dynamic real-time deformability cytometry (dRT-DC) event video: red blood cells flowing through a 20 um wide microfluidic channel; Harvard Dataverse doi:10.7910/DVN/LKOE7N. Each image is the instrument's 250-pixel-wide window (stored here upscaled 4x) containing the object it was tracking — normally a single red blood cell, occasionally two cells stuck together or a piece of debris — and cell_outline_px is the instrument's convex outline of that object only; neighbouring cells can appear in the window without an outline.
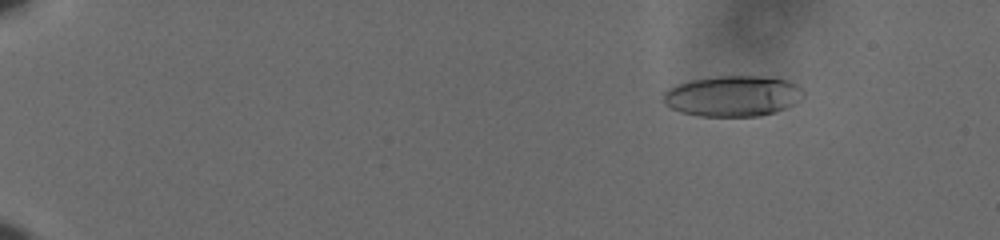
{"species": "human", "species_latin": "Homo sapiens", "temperature_condition": "cold", "stored_images_in_passage": 56, "camera_frame_rate_fps": 3000, "um_per_image_px": 0.085, "donor": {"sex": "male"}, "frame": {"image": 1, "passage_image": 5, "time_ms": 1.333, "image_size_px": [1000, 240], "cell_outline_px": [[804, 96], [792, 104], [784, 108], [760, 116], [700, 116], [680, 112], [664, 104], [664, 92], [668, 88], [676, 84], [688, 80], [716, 76], [764, 76], [788, 80], [796, 84], [804, 92]], "centroid_in_image_um": [62.25, 8.15], "position_along_channel_um": 22.7, "area_um2": 33.29}}
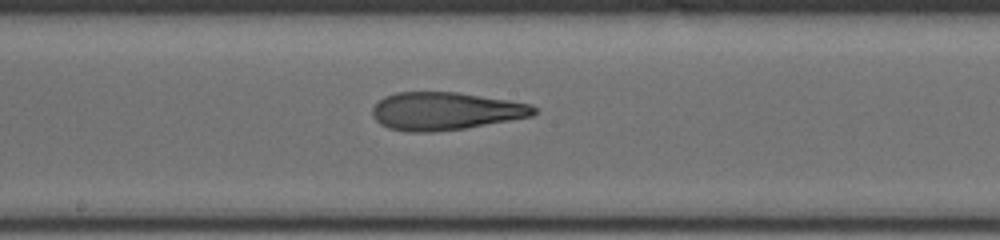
{"frame": {"image": 2, "passage_image": 32, "time_ms": 10.333, "image_size_px": [1000, 240], "cell_outline_px": [[536, 112], [532, 116], [464, 128], [432, 132], [408, 132], [388, 128], [380, 124], [372, 116], [372, 108], [384, 96], [396, 92], [456, 92], [508, 100], [532, 104], [536, 108]], "centroid_in_image_um": [37.82, 9.44], "position_along_channel_um": 210.4, "area_um2": 35.49}}
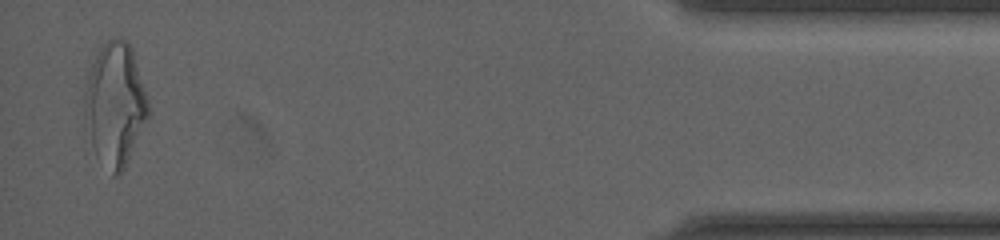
{"frame": {"image": 3, "passage_image": 55, "time_ms": 18.0, "image_size_px": [1000, 240], "cell_outline_px": [[148, 116], [124, 168], [116, 176], [112, 176], [92, 144], [84, 120], [84, 96], [92, 64], [100, 48], [112, 36], [120, 36], [132, 48], [148, 100]], "centroid_in_image_um": [9.78, 8.82], "position_along_channel_um": 425.4, "area_um2": 44.62}, "authors_computed_cell_mechanics": {"area_um2": 35.4025, "velocity_mm_per_s": 3.6399, "shape_relaxation_time_tau1_ms": 10.2283, "shape_relaxation_time_tau2_ms": 2.3415, "deformation_change_tau1": 0.3069, "deformation_change_tau2": 0.1316}}